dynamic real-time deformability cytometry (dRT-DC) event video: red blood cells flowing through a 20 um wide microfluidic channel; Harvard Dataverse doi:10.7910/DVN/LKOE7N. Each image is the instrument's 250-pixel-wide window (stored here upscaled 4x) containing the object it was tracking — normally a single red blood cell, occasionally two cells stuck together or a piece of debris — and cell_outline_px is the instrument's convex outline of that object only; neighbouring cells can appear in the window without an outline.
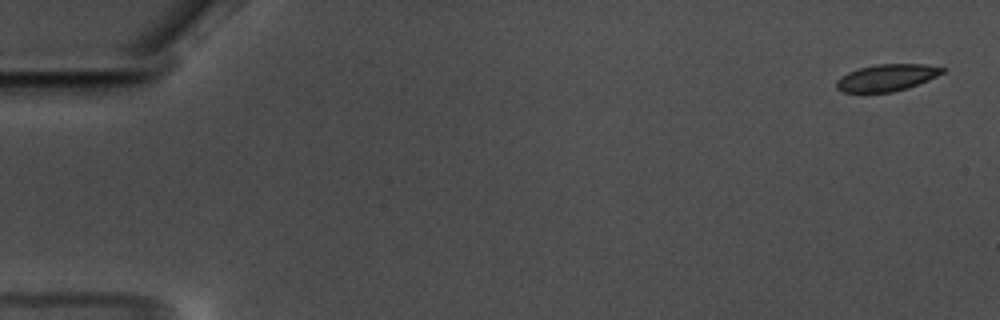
{"species": "common noctule bat (a hibernating species)", "species_latin": "Nyctalus noctula", "temperature_condition": "warm", "stored_images_in_passage": 10, "camera_frame_rate_fps": 3000, "um_per_image_px": 0.085, "animal": {"sex": "male", "body_mass_g": 17.5, "forearm_length_mm": 52.3}, "frame": {"image": 1, "passage_image": 2, "time_ms": 0.333, "image_size_px": [1000, 320], "cell_outline_px": [[948, 68], [944, 72], [928, 80], [908, 88], [892, 92], [844, 92], [836, 88], [836, 80], [840, 76], [848, 72], [860, 68], [876, 64], [924, 64]], "centroid_in_image_um": [75.38, 6.59], "position_along_channel_um": 9.6, "area_um2": 16.59}}